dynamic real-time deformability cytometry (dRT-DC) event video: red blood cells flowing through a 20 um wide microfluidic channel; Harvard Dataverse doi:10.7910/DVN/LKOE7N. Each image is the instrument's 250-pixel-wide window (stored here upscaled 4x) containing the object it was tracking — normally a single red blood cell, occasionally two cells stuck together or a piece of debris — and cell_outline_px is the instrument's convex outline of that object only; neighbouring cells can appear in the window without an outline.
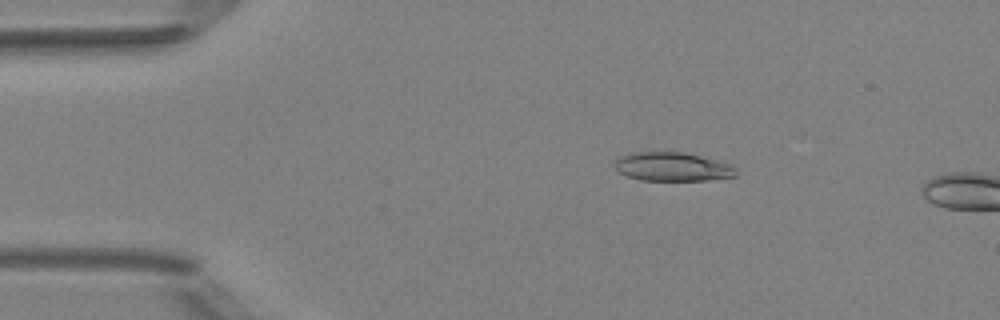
{"species": "Egyptian fruit bat (a non-hibernating species)", "species_latin": "Rousettus aegyptiacus", "temperature_condition": "room temperature", "stored_images_in_passage": 4, "camera_frame_rate_fps": 3000, "um_per_image_px": 0.085, "animal": {"sex": "female"}, "frame": {"image": 1, "passage_image": 3, "time_ms": 2.333, "image_size_px": [1000, 320], "cell_outline_px": [[736, 176], [704, 180], [640, 180], [628, 176], [620, 172], [616, 168], [616, 160], [620, 156], [632, 152], [684, 152], [732, 164], [736, 168]], "centroid_in_image_um": [57.17, 14.17], "position_along_channel_um": 27.8, "area_um2": 20.17}}